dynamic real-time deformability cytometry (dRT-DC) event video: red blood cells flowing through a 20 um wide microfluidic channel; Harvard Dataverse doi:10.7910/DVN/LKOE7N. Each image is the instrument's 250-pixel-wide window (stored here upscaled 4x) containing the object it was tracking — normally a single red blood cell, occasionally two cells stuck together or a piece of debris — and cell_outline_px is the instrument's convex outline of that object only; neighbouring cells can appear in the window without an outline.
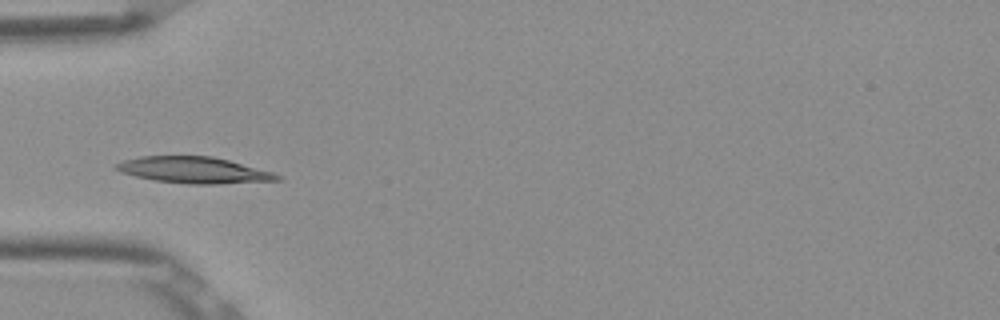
{"species": "Egyptian fruit bat (a non-hibernating species)", "species_latin": "Rousettus aegyptiacus", "temperature_condition": "room temperature", "stored_images_in_passage": 4, "camera_frame_rate_fps": 3000, "um_per_image_px": 0.085, "frame": {"image": 1, "passage_image": 4, "time_ms": 1.0, "image_size_px": [1000, 320], "cell_outline_px": [[284, 180], [216, 184], [188, 184], [156, 180], [136, 176], [120, 172], [116, 168], [116, 164], [124, 160], [140, 156], [212, 156], [228, 160], [272, 172], [280, 176]], "centroid_in_image_um": [16.49, 14.46], "position_along_channel_um": 68.5, "area_um2": 24.45}}